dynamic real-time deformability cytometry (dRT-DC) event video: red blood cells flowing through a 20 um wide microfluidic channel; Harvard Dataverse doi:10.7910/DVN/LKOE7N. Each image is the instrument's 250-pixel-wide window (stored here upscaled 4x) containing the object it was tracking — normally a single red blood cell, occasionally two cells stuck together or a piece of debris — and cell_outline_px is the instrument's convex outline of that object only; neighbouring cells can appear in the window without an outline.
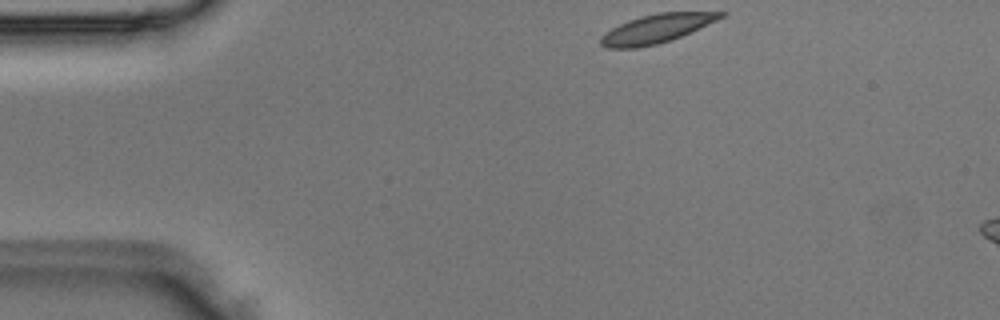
{"species": "Egyptian fruit bat (a non-hibernating species)", "species_latin": "Rousettus aegyptiacus", "temperature_condition": "room temperature", "stored_images_in_passage": 6, "camera_frame_rate_fps": 3000, "um_per_image_px": 0.085, "animal": {"sex": "male"}, "frame": {"image": 1, "passage_image": 1, "time_ms": 0.0, "image_size_px": [1000, 320], "cell_outline_px": [[728, 12], [724, 16], [716, 20], [680, 36], [656, 44], [636, 48], [608, 48], [600, 44], [600, 36], [604, 32], [628, 20], [640, 16], [660, 12]], "centroid_in_image_um": [55.74, 2.43], "position_along_channel_um": 29.3, "area_um2": 19.71}}